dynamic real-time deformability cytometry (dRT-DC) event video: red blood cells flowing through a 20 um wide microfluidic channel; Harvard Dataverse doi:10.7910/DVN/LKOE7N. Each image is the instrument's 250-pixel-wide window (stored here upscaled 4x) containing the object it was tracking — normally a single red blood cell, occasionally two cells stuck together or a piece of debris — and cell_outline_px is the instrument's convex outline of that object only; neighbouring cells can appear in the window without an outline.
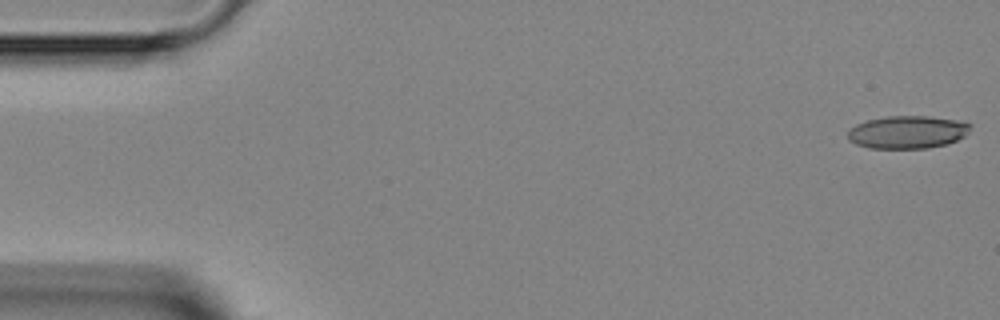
{"species": "Egyptian fruit bat (a non-hibernating species)", "species_latin": "Rousettus aegyptiacus", "temperature_condition": "room temperature", "stored_images_in_passage": 47, "camera_frame_rate_fps": 3000, "um_per_image_px": 0.085, "animal": {"sex": "female"}, "frame": {"image": 1, "passage_image": 1, "time_ms": 0.0, "image_size_px": [1000, 320], "cell_outline_px": [[972, 124], [968, 132], [964, 136], [948, 144], [928, 148], [868, 148], [856, 144], [848, 140], [848, 128], [856, 124], [868, 120], [888, 116], [928, 116], [956, 120]], "centroid_in_image_um": [77.11, 11.23], "position_along_channel_um": 7.9, "area_um2": 23.47}}
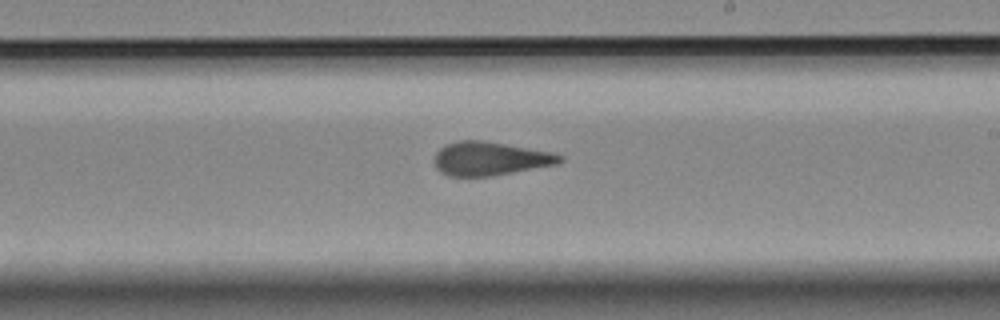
{"frame": {"image": 2, "passage_image": 27, "time_ms": 8.667, "image_size_px": [1000, 320], "cell_outline_px": [[564, 160], [560, 164], [492, 176], [448, 176], [440, 172], [436, 168], [436, 152], [440, 148], [456, 140], [484, 140], [552, 152], [564, 156]], "centroid_in_image_um": [41.7, 13.48], "position_along_channel_um": 247.3, "area_um2": 24.74}}
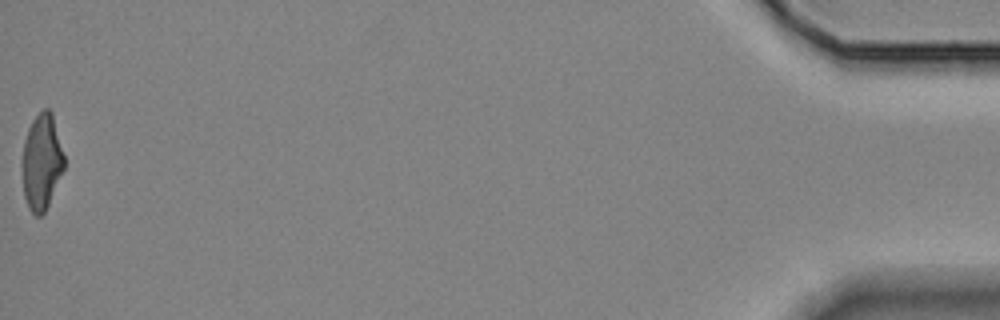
{"frame": {"image": 3, "passage_image": 47, "time_ms": 15.333, "image_size_px": [1000, 320], "cell_outline_px": [[64, 168], [48, 204], [44, 212], [40, 216], [36, 216], [28, 208], [24, 196], [24, 140], [28, 128], [32, 120], [44, 108], [48, 108], [52, 112], [64, 156]], "centroid_in_image_um": [3.56, 13.74], "position_along_channel_um": 431.6, "area_um2": 22.77}}